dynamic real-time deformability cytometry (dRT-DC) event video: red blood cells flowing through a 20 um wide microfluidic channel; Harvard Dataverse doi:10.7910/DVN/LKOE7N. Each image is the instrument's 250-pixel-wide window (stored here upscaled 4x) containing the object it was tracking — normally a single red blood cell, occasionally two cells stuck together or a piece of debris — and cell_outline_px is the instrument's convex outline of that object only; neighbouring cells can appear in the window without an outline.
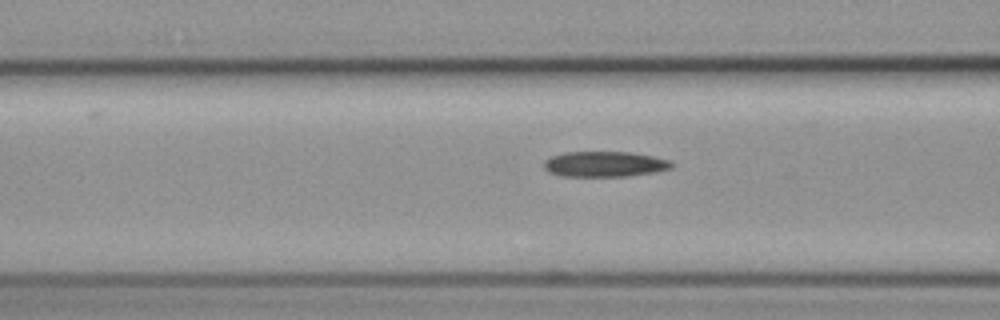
{"species": "common noctule bat (a hibernating species)", "species_latin": "Nyctalus noctula", "temperature_condition": "cold", "stored_images_in_passage": 7, "camera_frame_rate_fps": 3000, "um_per_image_px": 0.085, "animal": {"sex": "female", "body_mass_g": 19.3, "forearm_length_mm": 54.1}, "frame": {"image": 1, "passage_image": 7, "time_ms": 8.0, "image_size_px": [1000, 320], "cell_outline_px": [[676, 164], [672, 168], [656, 172], [628, 176], [564, 176], [548, 172], [544, 168], [544, 160], [552, 156], [568, 152], [632, 152], [672, 160]], "centroid_in_image_um": [51.46, 13.95], "position_along_channel_um": 115.1, "area_um2": 19.07}}